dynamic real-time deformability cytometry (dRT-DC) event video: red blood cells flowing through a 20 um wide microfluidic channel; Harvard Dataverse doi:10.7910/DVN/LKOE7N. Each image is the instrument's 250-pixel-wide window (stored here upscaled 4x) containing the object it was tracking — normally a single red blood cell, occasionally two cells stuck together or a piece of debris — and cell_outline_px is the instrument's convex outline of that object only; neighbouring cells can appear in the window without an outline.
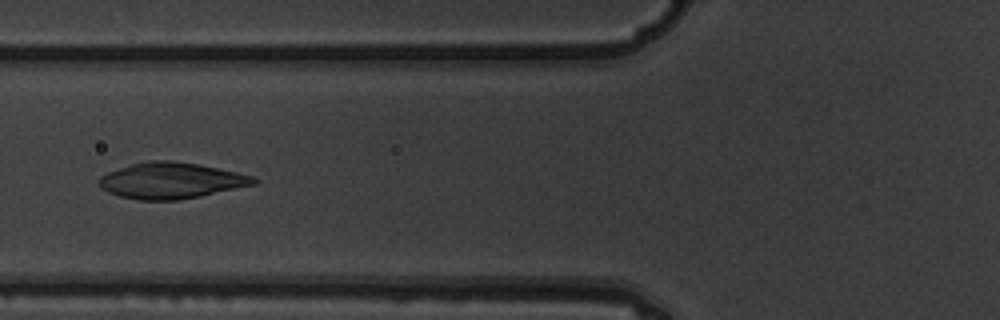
{"species": "common noctule bat (a hibernating species)", "species_latin": "Nyctalus noctula", "temperature_condition": "warm", "stored_images_in_passage": 8, "camera_frame_rate_fps": 3000, "um_per_image_px": 0.085, "animal": {"sex": "male", "body_mass_g": 19.5, "forearm_length_mm": 54.6}, "frame": {"image": 1, "passage_image": 6, "time_ms": 1.667, "image_size_px": [1000, 320], "cell_outline_px": [[260, 180], [256, 184], [200, 196], [176, 200], [140, 200], [120, 196], [108, 192], [100, 188], [96, 180], [100, 176], [108, 172], [132, 164], [148, 160], [172, 160], [200, 164], [236, 172], [252, 176]], "centroid_in_image_um": [14.52, 15.34], "position_along_channel_um": 111.3, "area_um2": 32.54}}
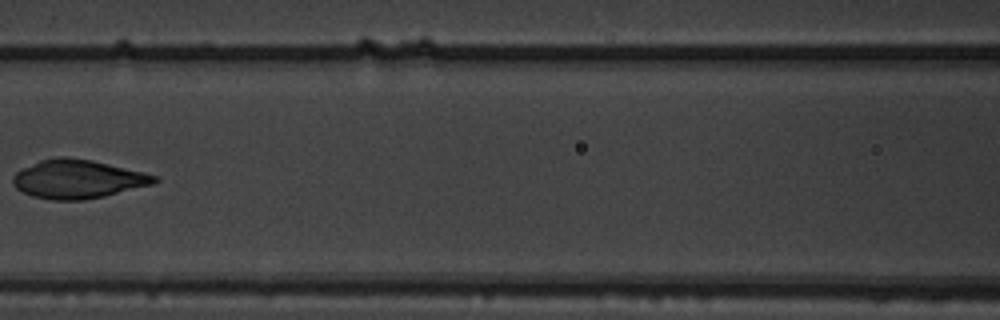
{"frame": {"image": 2, "passage_image": 7, "time_ms": 2.0, "image_size_px": [1000, 320], "cell_outline_px": [[160, 180], [152, 184], [104, 196], [84, 200], [52, 200], [32, 196], [16, 188], [12, 184], [12, 176], [16, 172], [40, 160], [56, 156], [68, 156], [92, 160], [144, 172], [160, 176]], "centroid_in_image_um": [6.61, 15.21], "position_along_channel_um": 160.0, "area_um2": 31.96}}
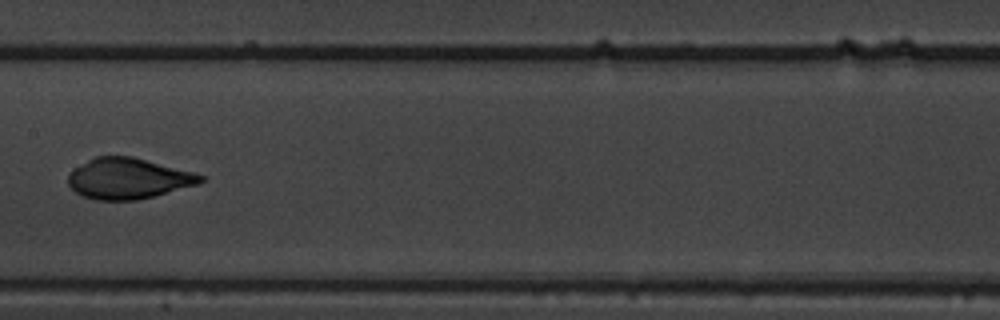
{"frame": {"image": 3, "passage_image": 8, "time_ms": 2.333, "image_size_px": [1000, 320], "cell_outline_px": [[204, 180], [200, 184], [136, 200], [96, 200], [84, 196], [76, 192], [68, 184], [68, 172], [72, 168], [96, 156], [132, 156], [192, 172], [204, 176]], "centroid_in_image_um": [10.86, 15.17], "position_along_channel_um": 196.5, "area_um2": 31.33}}